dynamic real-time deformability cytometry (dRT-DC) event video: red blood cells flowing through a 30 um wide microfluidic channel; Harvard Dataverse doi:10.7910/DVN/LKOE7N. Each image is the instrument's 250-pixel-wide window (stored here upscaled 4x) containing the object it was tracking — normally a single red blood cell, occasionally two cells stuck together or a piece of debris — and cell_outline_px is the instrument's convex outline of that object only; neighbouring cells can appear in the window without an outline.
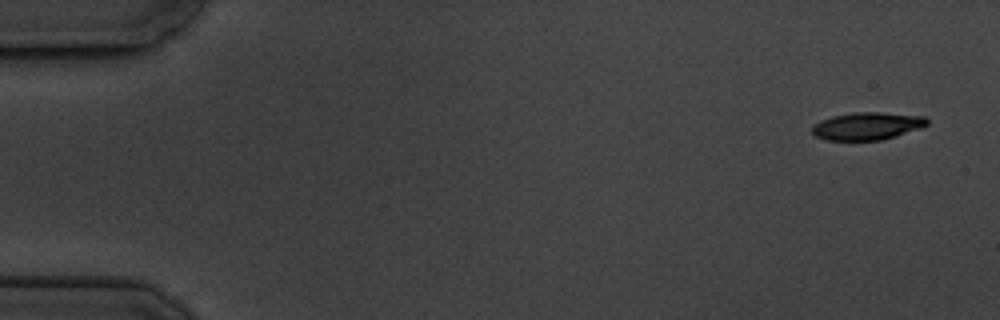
{"species": "common noctule bat (a hibernating species)", "species_latin": "Nyctalus noctula", "temperature_condition": "cold", "stored_images_in_passage": 5, "camera_frame_rate_fps": 3000, "um_per_image_px": 0.085, "animal": {"sex": "male", "body_mass_g": 19.5, "forearm_length_mm": 54.6}, "frame": {"image": 1, "passage_image": 1, "time_ms": 0.0, "image_size_px": [1000, 320], "cell_outline_px": [[928, 124], [920, 128], [896, 136], [880, 140], [828, 140], [816, 136], [812, 132], [812, 124], [820, 120], [832, 116], [856, 112], [880, 112], [924, 116], [928, 120]], "centroid_in_image_um": [73.69, 10.71], "position_along_channel_um": 11.3, "area_um2": 18.44}}
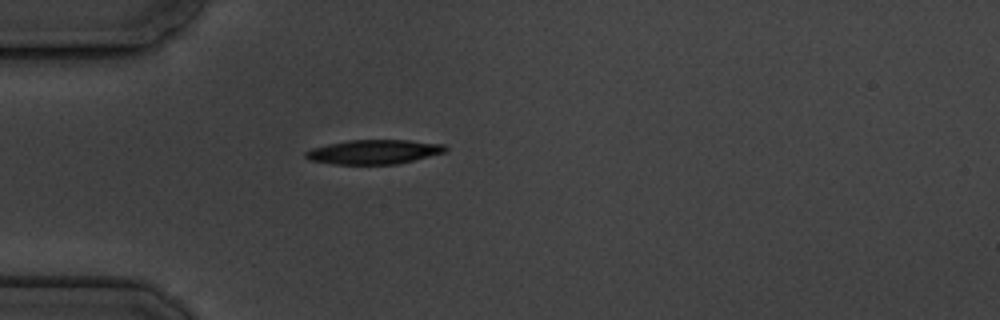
{"frame": {"image": 2, "passage_image": 5, "time_ms": 4.667, "image_size_px": [1000, 320], "cell_outline_px": [[448, 152], [396, 164], [332, 164], [308, 160], [304, 156], [304, 152], [312, 148], [328, 144], [348, 140], [408, 140], [444, 144], [448, 148]], "centroid_in_image_um": [31.79, 12.91], "position_along_channel_um": 53.2, "area_um2": 19.94}}